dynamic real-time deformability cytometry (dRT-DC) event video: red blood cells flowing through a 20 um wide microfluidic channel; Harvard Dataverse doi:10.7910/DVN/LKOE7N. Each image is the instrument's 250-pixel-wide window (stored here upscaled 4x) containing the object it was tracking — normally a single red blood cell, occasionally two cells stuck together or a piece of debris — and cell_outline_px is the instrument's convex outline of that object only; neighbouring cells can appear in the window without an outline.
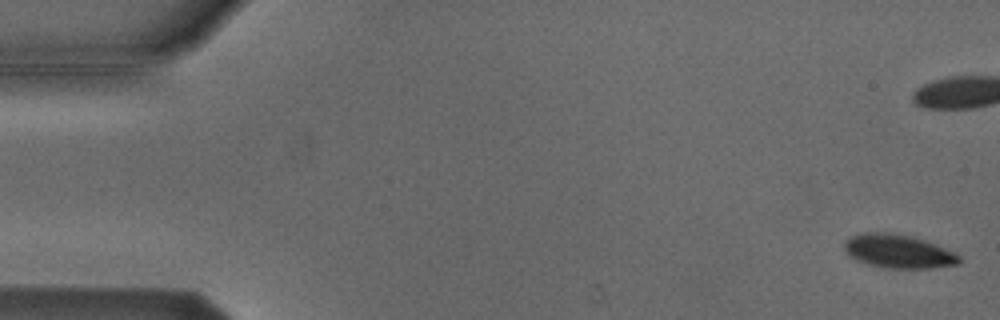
{"species": "Egyptian fruit bat (a non-hibernating species)", "species_latin": "Rousettus aegyptiacus", "temperature_condition": "cold", "stored_images_in_passage": 2, "segment_of_instrument_passage": [2, 2], "camera_frame_rate_fps": 3000, "um_per_image_px": 0.085, "animal": {"sex": "male"}, "frame": {"image": 1, "passage_image": 2, "time_ms": 0.333, "image_size_px": [1000, 320], "cell_outline_px": [[960, 264], [932, 268], [884, 268], [868, 264], [856, 260], [844, 248], [844, 244], [852, 236], [864, 232], [884, 232], [908, 236], [944, 248], [960, 256]], "centroid_in_image_um": [76.35, 21.38], "position_along_channel_um": 8.6, "area_um2": 21.91}}